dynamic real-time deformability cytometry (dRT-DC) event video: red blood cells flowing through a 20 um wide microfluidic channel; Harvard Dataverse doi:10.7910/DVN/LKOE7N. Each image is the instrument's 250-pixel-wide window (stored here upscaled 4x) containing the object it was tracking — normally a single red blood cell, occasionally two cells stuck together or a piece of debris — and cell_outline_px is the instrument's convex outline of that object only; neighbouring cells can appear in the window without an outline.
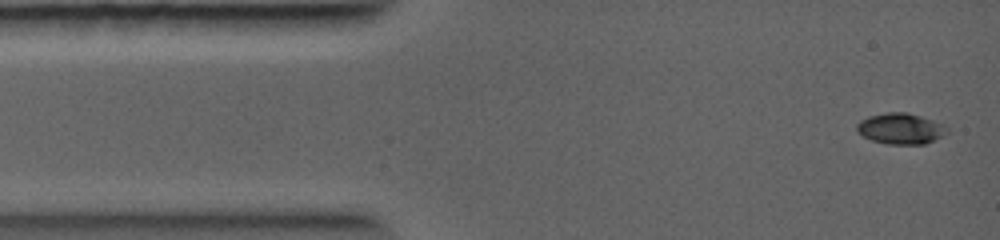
{"species": "common noctule bat (a hibernating species)", "species_latin": "Nyctalus noctula", "temperature_condition": "warm", "stored_images_in_passage": 27, "camera_frame_rate_fps": 5000, "um_per_image_px": 0.085, "animal": {"sex": "female", "body_mass_g": 19.0, "forearm_length_mm": 56.7}, "frame": {"image": 1, "passage_image": 1, "time_ms": 0.0, "image_size_px": [1000, 240], "cell_outline_px": [[948, 132], [944, 136], [924, 144], [888, 144], [872, 140], [856, 132], [856, 124], [860, 120], [868, 116], [888, 112], [908, 112], [932, 120], [948, 128]], "centroid_in_image_um": [76.53, 10.93], "position_along_channel_um": 8.5, "area_um2": 16.24}}
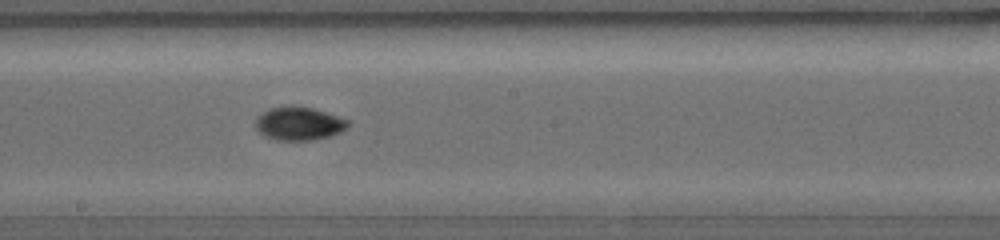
{"frame": {"image": 2, "passage_image": 10, "time_ms": 4.8, "image_size_px": [1000, 240], "cell_outline_px": [[348, 128], [332, 136], [312, 140], [276, 140], [264, 136], [256, 128], [256, 116], [272, 108], [312, 108], [340, 116], [348, 120]], "centroid_in_image_um": [25.45, 10.54], "position_along_channel_um": 222.8, "area_um2": 17.57}}
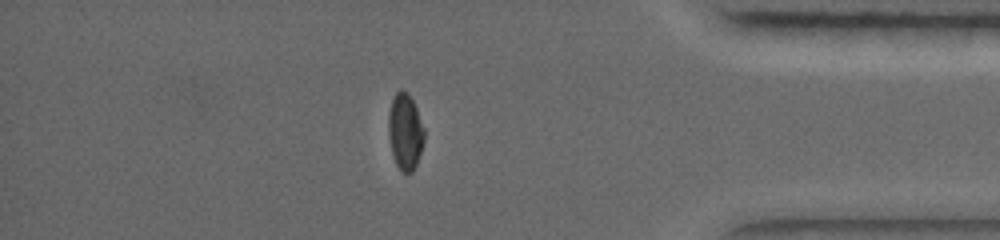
{"frame": {"image": 3, "passage_image": 20, "time_ms": 8.2, "image_size_px": [1000, 240], "cell_outline_px": [[424, 140], [416, 164], [412, 172], [404, 172], [396, 164], [392, 152], [388, 136], [388, 116], [392, 100], [396, 92], [400, 88], [408, 92], [416, 108], [424, 128]], "centroid_in_image_um": [34.43, 11.15], "position_along_channel_um": 400.8, "area_um2": 15.72}}